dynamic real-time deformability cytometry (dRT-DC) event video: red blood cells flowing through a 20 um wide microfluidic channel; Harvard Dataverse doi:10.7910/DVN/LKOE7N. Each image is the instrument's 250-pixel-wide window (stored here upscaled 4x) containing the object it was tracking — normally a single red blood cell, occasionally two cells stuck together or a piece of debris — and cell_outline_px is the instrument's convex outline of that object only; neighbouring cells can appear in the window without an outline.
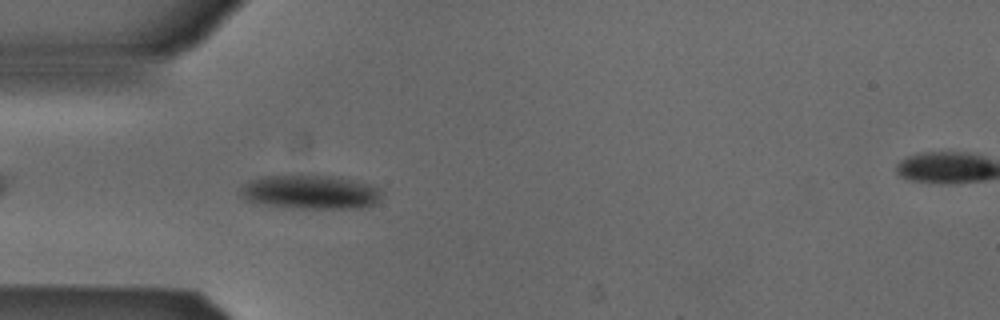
{"species": "Egyptian fruit bat (a non-hibernating species)", "species_latin": "Rousettus aegyptiacus", "temperature_condition": "cold", "stored_images_in_passage": 41, "camera_frame_rate_fps": 3000, "um_per_image_px": 0.085, "animal": {"sex": "male"}, "frame": {"image": 1, "passage_image": 4, "time_ms": 1.0, "image_size_px": [1000, 320], "cell_outline_px": [[384, 192], [380, 200], [376, 204], [368, 208], [292, 208], [264, 204], [244, 200], [240, 196], [240, 188], [248, 180], [264, 176], [300, 172], [336, 176], [368, 184], [380, 188]], "centroid_in_image_um": [26.38, 16.29], "position_along_channel_um": 58.6, "area_um2": 29.25}}
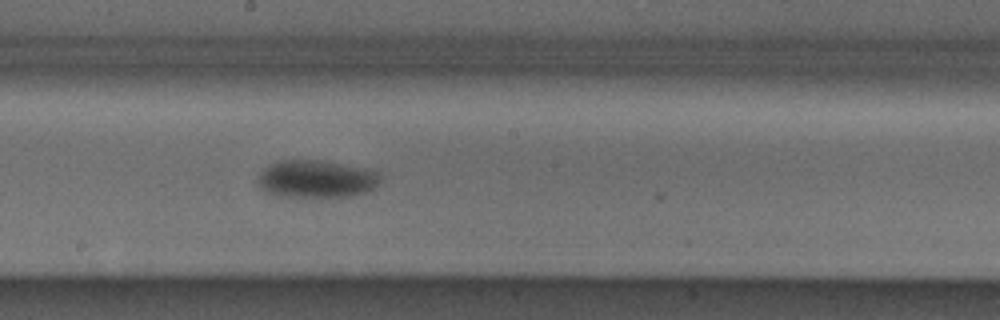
{"frame": {"image": 2, "passage_image": 17, "time_ms": 5.333, "image_size_px": [1000, 320], "cell_outline_px": [[380, 184], [376, 188], [368, 192], [352, 196], [272, 196], [264, 192], [256, 184], [260, 172], [264, 168], [280, 160], [320, 160], [376, 172], [380, 176]], "centroid_in_image_um": [26.83, 15.23], "position_along_channel_um": 221.4, "area_um2": 26.7}}
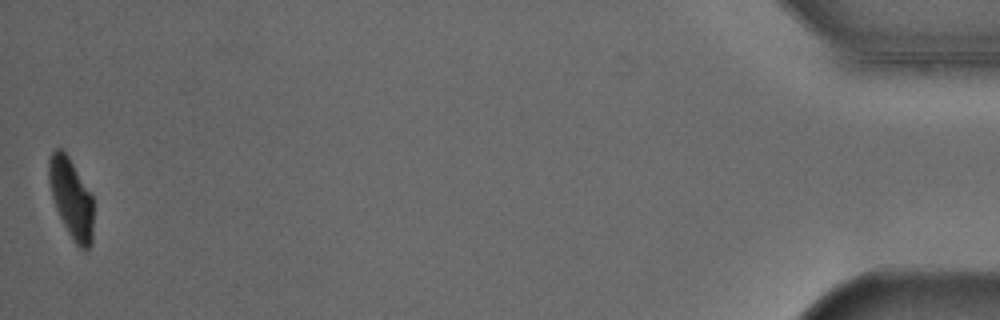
{"frame": {"image": 3, "passage_image": 41, "time_ms": 13.333, "image_size_px": [1000, 320], "cell_outline_px": [[92, 240], [88, 248], [80, 248], [72, 240], [56, 208], [52, 196], [48, 180], [48, 160], [52, 152], [56, 148], [60, 148], [68, 156], [92, 196]], "centroid_in_image_um": [6.03, 16.83], "position_along_channel_um": 429.2, "area_um2": 20.23}, "authors_computed_cell_mechanics": {"area_um2": 26.7036, "velocity_mm_per_s": 3.8356, "shape_relaxation_time_tau1_ms": 3.9054, "shape_relaxation_time_tau2_ms": null, "deformation_change_tau1": 0.1178, "deformation_change_tau2": null}}